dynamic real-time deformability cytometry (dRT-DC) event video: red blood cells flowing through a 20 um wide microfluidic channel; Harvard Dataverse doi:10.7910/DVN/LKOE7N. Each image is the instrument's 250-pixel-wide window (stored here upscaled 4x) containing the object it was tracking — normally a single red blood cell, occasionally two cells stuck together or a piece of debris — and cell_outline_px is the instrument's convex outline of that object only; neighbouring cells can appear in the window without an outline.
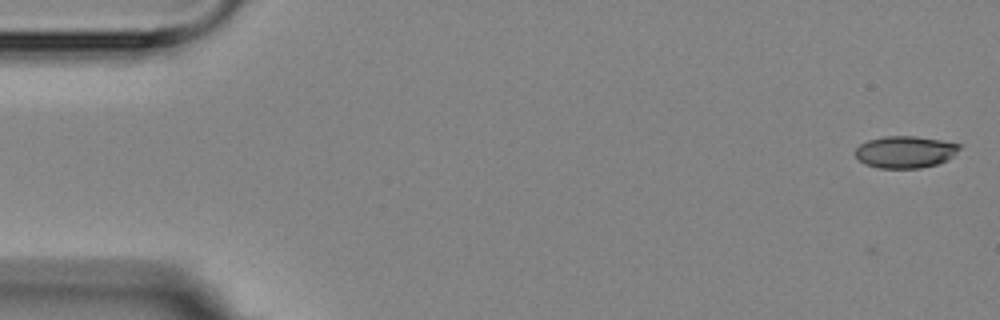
{"species": "Egyptian fruit bat (a non-hibernating species)", "species_latin": "Rousettus aegyptiacus", "temperature_condition": "room temperature", "stored_images_in_passage": 4, "camera_frame_rate_fps": 3000, "um_per_image_px": 0.085, "animal": {"sex": "female"}, "frame": {"image": 1, "passage_image": 1, "time_ms": 0.0, "image_size_px": [1000, 320], "cell_outline_px": [[964, 144], [948, 160], [936, 164], [920, 168], [876, 168], [864, 164], [856, 156], [856, 148], [860, 144], [868, 140], [884, 136], [916, 136]], "centroid_in_image_um": [76.95, 12.91], "position_along_channel_um": 8.1, "area_um2": 19.48}}